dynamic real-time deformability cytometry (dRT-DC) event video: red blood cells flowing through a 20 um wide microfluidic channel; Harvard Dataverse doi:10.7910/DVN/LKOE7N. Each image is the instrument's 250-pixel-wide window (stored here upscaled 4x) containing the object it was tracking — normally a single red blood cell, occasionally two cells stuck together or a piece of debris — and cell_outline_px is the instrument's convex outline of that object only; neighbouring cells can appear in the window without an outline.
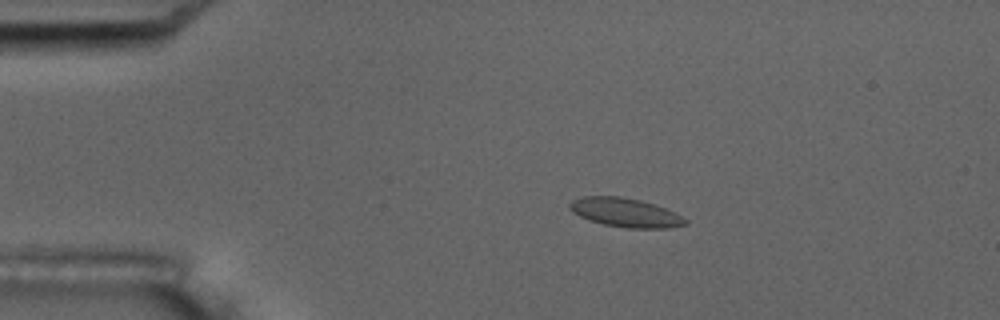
{"species": "common noctule bat (a hibernating species)", "species_latin": "Nyctalus noctula", "temperature_condition": "room temperature", "stored_images_in_passage": 5, "camera_frame_rate_fps": 3000, "um_per_image_px": 0.085, "animal": {"sex": "male", "body_mass_g": 17.5, "forearm_length_mm": 52.3}, "frame": {"image": 1, "passage_image": 4, "time_ms": 3.333, "image_size_px": [1000, 320], "cell_outline_px": [[688, 224], [668, 228], [628, 228], [604, 224], [588, 220], [572, 212], [568, 208], [568, 204], [572, 200], [584, 196], [620, 196], [640, 200], [676, 212], [688, 220]], "centroid_in_image_um": [53.15, 18.07], "position_along_channel_um": 31.9, "area_um2": 19.54}}